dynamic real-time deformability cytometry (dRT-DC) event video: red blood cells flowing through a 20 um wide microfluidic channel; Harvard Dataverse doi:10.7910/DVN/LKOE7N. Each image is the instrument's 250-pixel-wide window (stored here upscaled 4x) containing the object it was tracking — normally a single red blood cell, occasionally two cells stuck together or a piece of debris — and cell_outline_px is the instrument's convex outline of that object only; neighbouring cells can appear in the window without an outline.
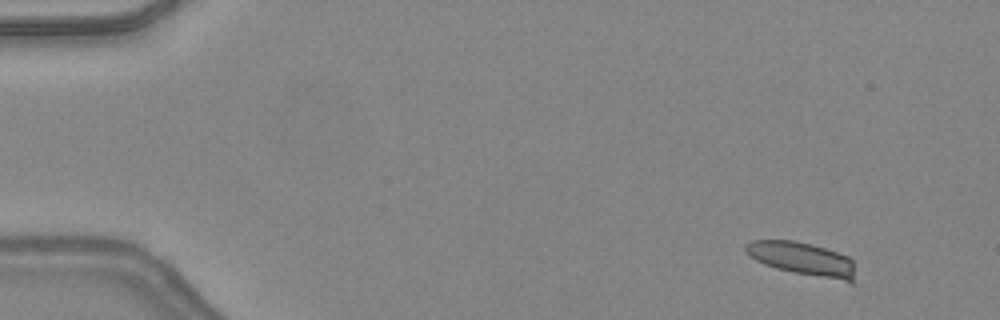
{"species": "common noctule bat (a hibernating species)", "species_latin": "Nyctalus noctula", "temperature_condition": "warm", "stored_images_in_passage": 47, "camera_frame_rate_fps": 3000, "um_per_image_px": 0.085, "animal": {"sex": "female", "body_mass_g": 24.6, "forearm_length_mm": 56.2}, "frame": {"image": 1, "passage_image": 4, "time_ms": 1.0, "image_size_px": [1000, 320], "cell_outline_px": [[856, 284], [852, 284], [792, 272], [776, 268], [764, 264], [756, 260], [744, 252], [744, 244], [752, 240], [792, 240], [812, 244], [848, 256], [852, 260]], "centroid_in_image_um": [68.22, 22.03], "position_along_channel_um": 16.8, "area_um2": 21.68}}
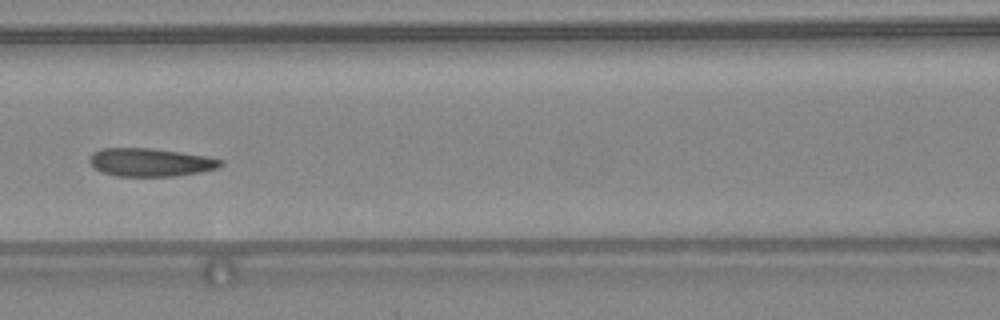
{"frame": {"image": 2, "passage_image": 22, "time_ms": 7.0, "image_size_px": [1000, 320], "cell_outline_px": [[224, 164], [216, 168], [200, 172], [176, 176], [116, 176], [100, 172], [88, 160], [92, 152], [100, 148], [152, 148], [208, 156], [224, 160]], "centroid_in_image_um": [12.78, 13.79], "position_along_channel_um": 153.8, "area_um2": 21.68}}
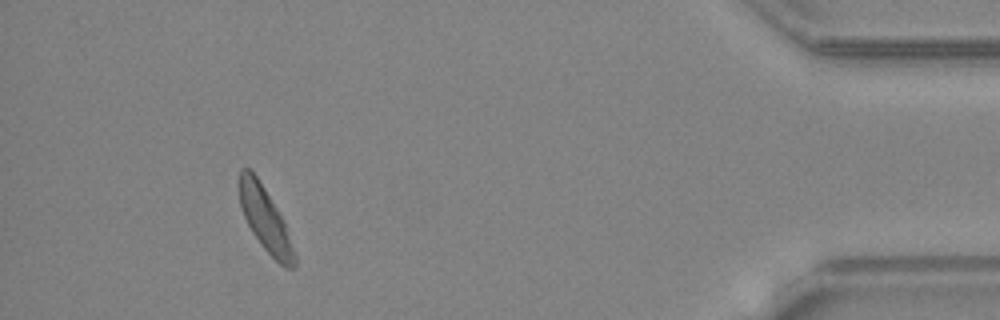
{"frame": {"image": 3, "passage_image": 44, "time_ms": 14.333, "image_size_px": [1000, 320], "cell_outline_px": [[296, 268], [284, 268], [260, 244], [252, 232], [240, 208], [236, 184], [240, 168], [248, 168], [256, 176], [264, 188], [284, 220], [296, 256]], "centroid_in_image_um": [22.5, 18.61], "position_along_channel_um": 412.7, "area_um2": 20.75}, "authors_computed_cell_mechanics": {"area_um2": 21.675, "velocity_mm_per_s": 4.3546, "shape_relaxation_time_tau1_ms": 8.1979, "shape_relaxation_time_tau2_ms": 2.5487, "deformation_change_tau1": 0.1833, "deformation_change_tau2": 0.1054}}